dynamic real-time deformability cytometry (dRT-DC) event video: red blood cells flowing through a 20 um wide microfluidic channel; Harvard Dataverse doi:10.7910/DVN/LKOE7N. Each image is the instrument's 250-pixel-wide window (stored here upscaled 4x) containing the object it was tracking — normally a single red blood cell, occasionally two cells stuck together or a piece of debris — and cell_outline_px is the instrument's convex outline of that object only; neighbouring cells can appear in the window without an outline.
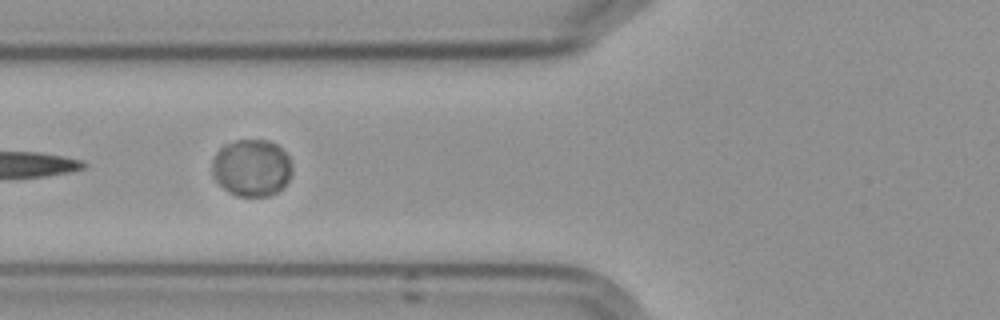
{"species": "Egyptian fruit bat (a non-hibernating species)", "species_latin": "Rousettus aegyptiacus", "temperature_condition": "cold", "stored_images_in_passage": 16, "camera_frame_rate_fps": 3000, "um_per_image_px": 0.085, "frame": {"image": 1, "passage_image": 7, "time_ms": 8.0, "image_size_px": [1000, 320], "cell_outline_px": [[292, 172], [288, 180], [276, 192], [268, 196], [236, 196], [228, 192], [216, 180], [212, 172], [212, 160], [216, 152], [224, 144], [236, 140], [268, 140], [276, 144], [288, 156], [292, 164]], "centroid_in_image_um": [21.37, 14.25], "position_along_channel_um": 104.4, "area_um2": 26.59}}
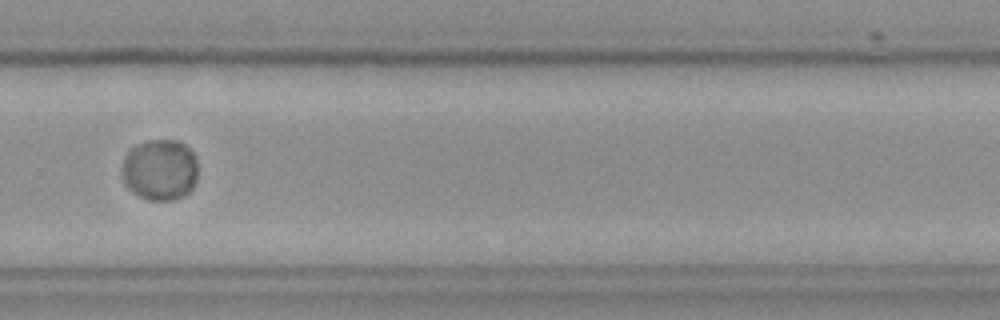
{"frame": {"image": 2, "passage_image": 12, "time_ms": 14.0, "image_size_px": [1000, 320], "cell_outline_px": [[196, 180], [192, 188], [184, 196], [172, 200], [148, 200], [132, 192], [124, 184], [124, 156], [128, 148], [136, 144], [148, 140], [176, 140], [184, 144], [196, 156]], "centroid_in_image_um": [13.59, 14.42], "position_along_channel_um": 316.2, "area_um2": 27.11}}
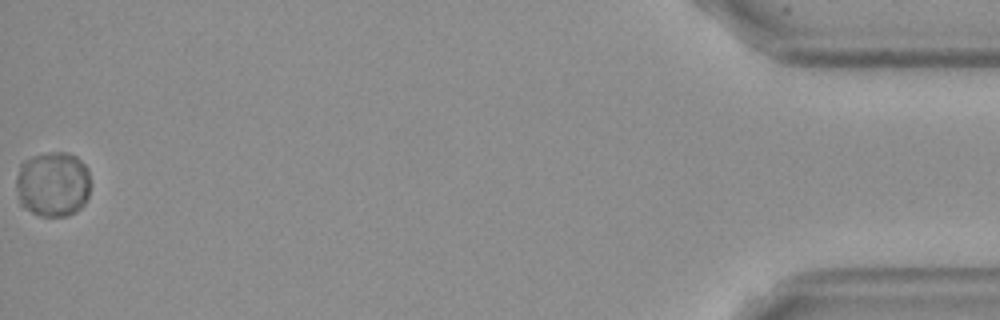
{"frame": {"image": 3, "passage_image": 16, "time_ms": 19.667, "image_size_px": [1000, 320], "cell_outline_px": [[88, 196], [84, 204], [76, 212], [68, 216], [40, 216], [24, 208], [20, 204], [16, 184], [16, 176], [20, 164], [24, 160], [48, 152], [68, 152], [76, 156], [88, 168]], "centroid_in_image_um": [4.48, 15.65], "position_along_channel_um": 430.7, "area_um2": 28.38}, "authors_computed_cell_mechanics": {"area_um2": 27.5128, "velocity_mm_per_s": 3.5367, "shape_relaxation_time_tau1_ms": 3.2362, "shape_relaxation_time_tau2_ms": null, "deformation_change_tau1": 0.0127, "deformation_change_tau2": null}}